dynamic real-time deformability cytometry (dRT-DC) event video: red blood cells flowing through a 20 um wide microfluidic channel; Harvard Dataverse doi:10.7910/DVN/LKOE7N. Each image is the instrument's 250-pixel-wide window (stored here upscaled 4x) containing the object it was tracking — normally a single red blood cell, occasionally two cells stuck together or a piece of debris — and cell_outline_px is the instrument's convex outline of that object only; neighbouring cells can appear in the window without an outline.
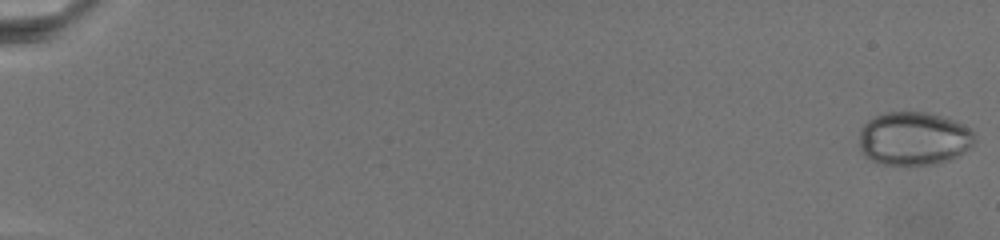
{"species": "common noctule bat (a hibernating species)", "species_latin": "Nyctalus noctula", "temperature_condition": "warm", "stored_images_in_passage": 42, "camera_frame_rate_fps": 3000, "um_per_image_px": 0.085, "animal": {"sex": "female", "body_mass_g": 19.5, "forearm_length_mm": 54.1}, "frame": {"image": 1, "passage_image": 1, "time_ms": 0.0, "image_size_px": [1000, 240], "cell_outline_px": [[976, 140], [960, 156], [952, 160], [936, 164], [880, 164], [864, 156], [860, 152], [860, 128], [868, 120], [884, 112], [928, 112], [956, 120], [964, 124], [976, 136]], "centroid_in_image_um": [77.68, 11.77], "position_along_channel_um": 7.3, "area_um2": 36.3}}
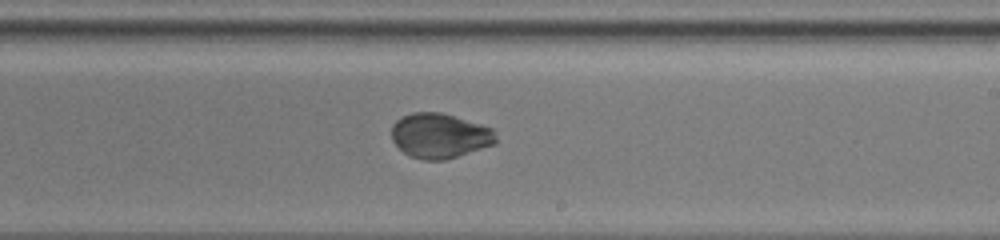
{"frame": {"image": 2, "passage_image": 26, "time_ms": 16.0, "image_size_px": [1000, 240], "cell_outline_px": [[496, 144], [444, 160], [424, 160], [412, 156], [404, 152], [392, 140], [392, 124], [396, 120], [412, 112], [440, 112], [480, 124], [492, 128], [496, 132]], "centroid_in_image_um": [37.39, 11.53], "position_along_channel_um": 251.6, "area_um2": 27.11}}
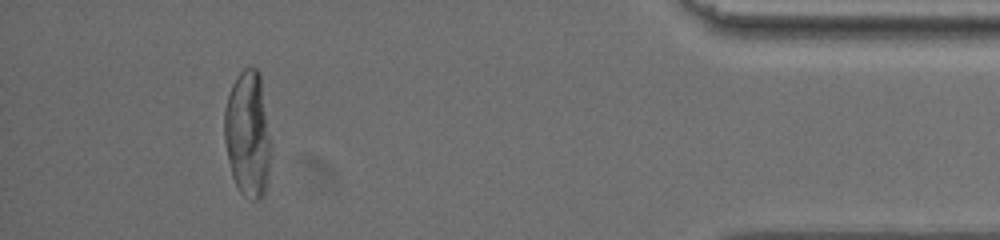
{"frame": {"image": 3, "passage_image": 41, "time_ms": 23.333, "image_size_px": [1000, 240], "cell_outline_px": [[272, 148], [268, 180], [264, 196], [256, 200], [252, 200], [244, 196], [240, 192], [232, 176], [228, 160], [224, 140], [224, 108], [232, 84], [236, 76], [244, 68], [256, 68], [260, 72]], "centroid_in_image_um": [21.08, 11.42], "position_along_channel_um": 414.1, "area_um2": 34.8}}